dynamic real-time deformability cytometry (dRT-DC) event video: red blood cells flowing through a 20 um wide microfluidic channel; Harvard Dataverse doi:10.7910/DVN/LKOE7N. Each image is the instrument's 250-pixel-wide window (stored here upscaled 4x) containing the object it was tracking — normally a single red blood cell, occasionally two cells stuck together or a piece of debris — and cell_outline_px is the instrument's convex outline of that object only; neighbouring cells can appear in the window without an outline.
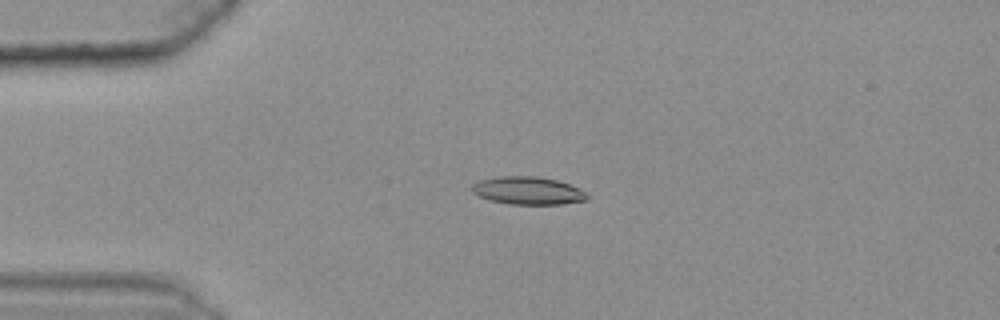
{"species": "common noctule bat (a hibernating species)", "species_latin": "Nyctalus noctula", "temperature_condition": "warm", "stored_images_in_passage": 46, "camera_frame_rate_fps": 3000, "um_per_image_px": 0.085, "animal": {"sex": "female", "body_mass_g": 25.1}, "frame": {"image": 1, "passage_image": 12, "time_ms": 3.667, "image_size_px": [1000, 320], "cell_outline_px": [[588, 200], [560, 204], [508, 204], [492, 200], [480, 196], [472, 192], [472, 184], [480, 180], [500, 176], [536, 176], [556, 180], [580, 188], [588, 196]], "centroid_in_image_um": [44.88, 16.2], "position_along_channel_um": 40.1, "area_um2": 18.5}}
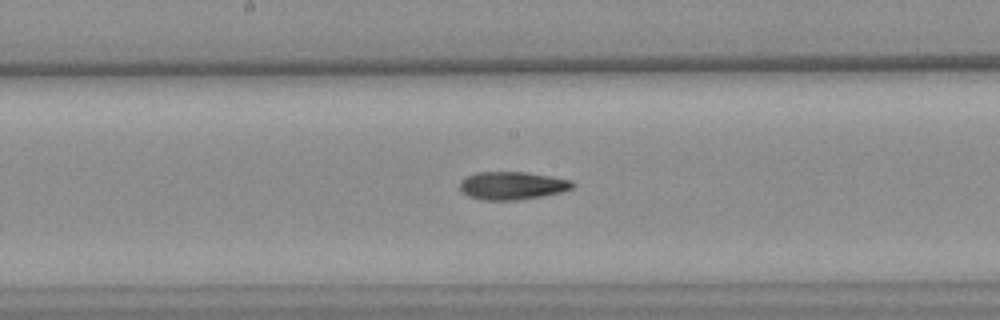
{"frame": {"image": 2, "passage_image": 28, "time_ms": 9.0, "image_size_px": [1000, 320], "cell_outline_px": [[576, 184], [572, 188], [560, 192], [544, 196], [516, 200], [480, 200], [468, 196], [460, 188], [460, 180], [464, 176], [476, 172], [528, 172], [552, 176], [572, 180]], "centroid_in_image_um": [43.54, 15.77], "position_along_channel_um": 204.7, "area_um2": 18.61}}
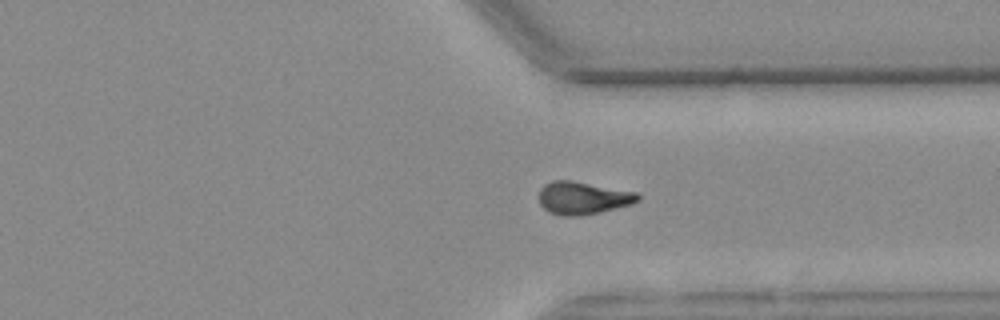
{"frame": {"image": 3, "passage_image": 41, "time_ms": 13.333, "image_size_px": [1000, 320], "cell_outline_px": [[640, 200], [632, 204], [600, 212], [580, 216], [560, 216], [548, 212], [540, 204], [540, 188], [544, 184], [552, 180], [568, 180], [636, 192], [640, 196]], "centroid_in_image_um": [49.53, 16.84], "position_along_channel_um": 361.9, "area_um2": 18.79}}